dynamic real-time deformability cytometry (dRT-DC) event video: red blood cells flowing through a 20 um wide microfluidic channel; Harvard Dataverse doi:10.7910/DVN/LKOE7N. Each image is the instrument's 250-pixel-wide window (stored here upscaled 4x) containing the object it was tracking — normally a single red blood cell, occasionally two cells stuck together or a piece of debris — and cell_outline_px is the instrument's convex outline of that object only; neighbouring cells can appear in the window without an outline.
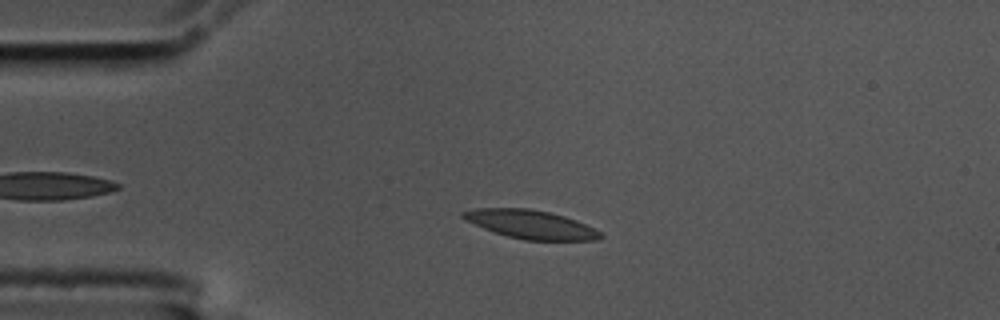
{"species": "common noctule bat (a hibernating species)", "species_latin": "Nyctalus noctula", "temperature_condition": "cold", "stored_images_in_passage": 43, "camera_frame_rate_fps": 3000, "um_per_image_px": 0.085, "animal": {"sex": "male", "body_mass_g": 17.5, "forearm_length_mm": 52.3}, "frame": {"image": 1, "passage_image": 7, "time_ms": 2.0, "image_size_px": [1000, 320], "cell_outline_px": [[604, 236], [600, 240], [524, 240], [508, 236], [484, 228], [460, 216], [460, 212], [476, 208], [528, 208], [548, 212], [564, 216], [576, 220], [600, 232]], "centroid_in_image_um": [45.13, 19.07], "position_along_channel_um": 39.9, "area_um2": 22.54}}
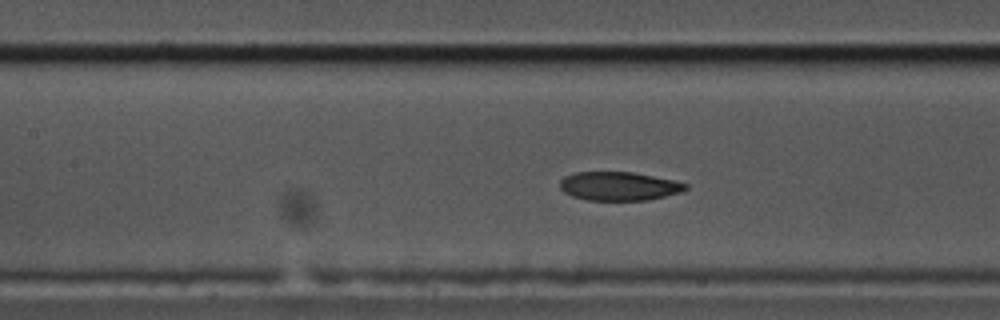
{"frame": {"image": 2, "passage_image": 19, "time_ms": 6.0, "image_size_px": [1000, 320], "cell_outline_px": [[688, 188], [684, 192], [648, 200], [588, 200], [572, 196], [564, 192], [560, 188], [560, 180], [564, 176], [576, 172], [632, 172], [672, 180], [688, 184]], "centroid_in_image_um": [52.62, 15.83], "position_along_channel_um": 154.8, "area_um2": 21.04}}
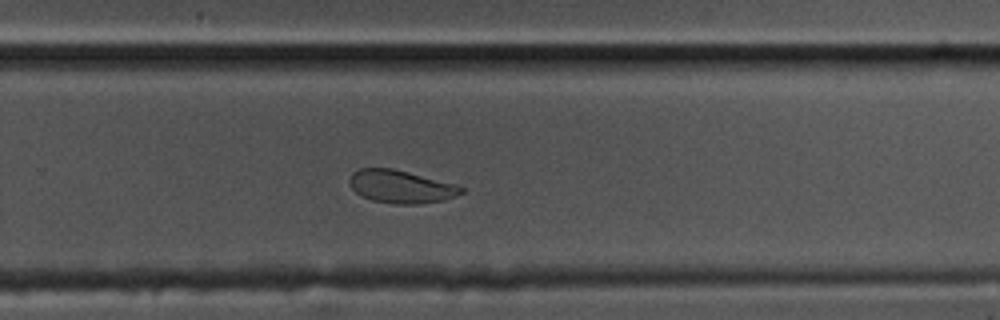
{"frame": {"image": 3, "passage_image": 31, "time_ms": 10.0, "image_size_px": [1000, 320], "cell_outline_px": [[464, 192], [444, 200], [420, 204], [392, 204], [372, 200], [360, 196], [352, 188], [348, 180], [352, 172], [360, 168], [392, 168], [456, 184], [464, 188]], "centroid_in_image_um": [34.06, 15.87], "position_along_channel_um": 295.7, "area_um2": 21.5}, "authors_computed_cell_mechanics": {"area_um2": 22.253, "velocity_mm_per_s": 3.5344, "shape_relaxation_time_tau1_ms": 4.5619, "shape_relaxation_time_tau2_ms": 3.0976, "deformation_change_tau1": 0.1338, "deformation_change_tau2": 0.069}}